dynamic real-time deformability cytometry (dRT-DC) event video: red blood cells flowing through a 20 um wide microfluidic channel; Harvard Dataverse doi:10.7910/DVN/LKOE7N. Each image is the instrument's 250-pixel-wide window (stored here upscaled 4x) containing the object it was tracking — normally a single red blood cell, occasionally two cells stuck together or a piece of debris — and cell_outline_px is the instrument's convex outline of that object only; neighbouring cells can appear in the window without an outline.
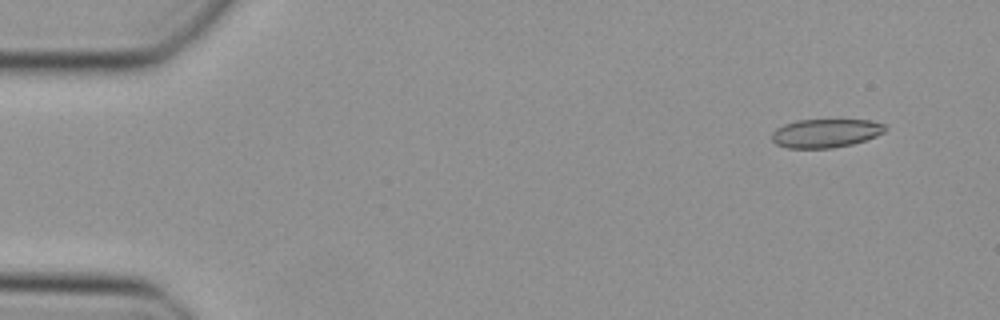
{"species": "Egyptian fruit bat (a non-hibernating species)", "species_latin": "Rousettus aegyptiacus", "temperature_condition": "cold", "stored_images_in_passage": 6, "camera_frame_rate_fps": 3000, "um_per_image_px": 0.085, "animal": {"sex": "female"}, "frame": {"image": 1, "passage_image": 1, "time_ms": 0.0, "image_size_px": [1000, 320], "cell_outline_px": [[888, 128], [884, 132], [876, 136], [852, 144], [832, 148], [788, 148], [776, 144], [772, 140], [772, 132], [776, 128], [784, 124], [796, 120], [872, 120], [884, 124]], "centroid_in_image_um": [70.18, 11.32], "position_along_channel_um": 14.8, "area_um2": 18.96}}